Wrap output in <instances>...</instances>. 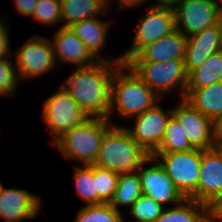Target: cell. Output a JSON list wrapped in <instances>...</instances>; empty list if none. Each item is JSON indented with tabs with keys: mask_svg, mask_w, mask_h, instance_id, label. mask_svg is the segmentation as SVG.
I'll use <instances>...</instances> for the list:
<instances>
[{
	"mask_svg": "<svg viewBox=\"0 0 222 222\" xmlns=\"http://www.w3.org/2000/svg\"><path fill=\"white\" fill-rule=\"evenodd\" d=\"M122 63L97 61L92 66L76 68L61 85L88 117L108 119L112 77Z\"/></svg>",
	"mask_w": 222,
	"mask_h": 222,
	"instance_id": "6da1fadb",
	"label": "cell"
},
{
	"mask_svg": "<svg viewBox=\"0 0 222 222\" xmlns=\"http://www.w3.org/2000/svg\"><path fill=\"white\" fill-rule=\"evenodd\" d=\"M160 100L128 64L122 63L113 73L108 119L115 109L118 115L130 119L152 108Z\"/></svg>",
	"mask_w": 222,
	"mask_h": 222,
	"instance_id": "7a4b0ae2",
	"label": "cell"
},
{
	"mask_svg": "<svg viewBox=\"0 0 222 222\" xmlns=\"http://www.w3.org/2000/svg\"><path fill=\"white\" fill-rule=\"evenodd\" d=\"M125 127L111 125L104 133L93 165L119 174L135 173L150 157Z\"/></svg>",
	"mask_w": 222,
	"mask_h": 222,
	"instance_id": "3957f363",
	"label": "cell"
},
{
	"mask_svg": "<svg viewBox=\"0 0 222 222\" xmlns=\"http://www.w3.org/2000/svg\"><path fill=\"white\" fill-rule=\"evenodd\" d=\"M111 125L109 119L89 117L80 125L65 132L53 145L65 158L80 161L83 165L94 164L103 135Z\"/></svg>",
	"mask_w": 222,
	"mask_h": 222,
	"instance_id": "277c9868",
	"label": "cell"
},
{
	"mask_svg": "<svg viewBox=\"0 0 222 222\" xmlns=\"http://www.w3.org/2000/svg\"><path fill=\"white\" fill-rule=\"evenodd\" d=\"M127 64L160 98L177 89L182 90L179 93L181 99H184L187 85L184 59L162 62H128Z\"/></svg>",
	"mask_w": 222,
	"mask_h": 222,
	"instance_id": "5b68a950",
	"label": "cell"
},
{
	"mask_svg": "<svg viewBox=\"0 0 222 222\" xmlns=\"http://www.w3.org/2000/svg\"><path fill=\"white\" fill-rule=\"evenodd\" d=\"M165 169L178 190L197 201V187L201 169V149L191 151L153 153L151 155Z\"/></svg>",
	"mask_w": 222,
	"mask_h": 222,
	"instance_id": "8992f818",
	"label": "cell"
},
{
	"mask_svg": "<svg viewBox=\"0 0 222 222\" xmlns=\"http://www.w3.org/2000/svg\"><path fill=\"white\" fill-rule=\"evenodd\" d=\"M41 117L53 135L52 144L65 132L89 118L62 85L57 92L43 101Z\"/></svg>",
	"mask_w": 222,
	"mask_h": 222,
	"instance_id": "52a82bcc",
	"label": "cell"
},
{
	"mask_svg": "<svg viewBox=\"0 0 222 222\" xmlns=\"http://www.w3.org/2000/svg\"><path fill=\"white\" fill-rule=\"evenodd\" d=\"M176 30L175 12L173 8L159 7L154 4L148 8L147 13L137 26L132 47L122 55L123 63H128L144 47L171 34Z\"/></svg>",
	"mask_w": 222,
	"mask_h": 222,
	"instance_id": "ba28073f",
	"label": "cell"
},
{
	"mask_svg": "<svg viewBox=\"0 0 222 222\" xmlns=\"http://www.w3.org/2000/svg\"><path fill=\"white\" fill-rule=\"evenodd\" d=\"M15 56V67L21 79H31L49 73L58 63L55 60L51 39L38 35L20 46Z\"/></svg>",
	"mask_w": 222,
	"mask_h": 222,
	"instance_id": "9c48e42d",
	"label": "cell"
},
{
	"mask_svg": "<svg viewBox=\"0 0 222 222\" xmlns=\"http://www.w3.org/2000/svg\"><path fill=\"white\" fill-rule=\"evenodd\" d=\"M217 0H182L175 8L176 29L186 37L220 22Z\"/></svg>",
	"mask_w": 222,
	"mask_h": 222,
	"instance_id": "30bf717a",
	"label": "cell"
},
{
	"mask_svg": "<svg viewBox=\"0 0 222 222\" xmlns=\"http://www.w3.org/2000/svg\"><path fill=\"white\" fill-rule=\"evenodd\" d=\"M171 110L172 116L194 148H214V123L209 118L193 108L185 99H180L179 105Z\"/></svg>",
	"mask_w": 222,
	"mask_h": 222,
	"instance_id": "8fae6325",
	"label": "cell"
},
{
	"mask_svg": "<svg viewBox=\"0 0 222 222\" xmlns=\"http://www.w3.org/2000/svg\"><path fill=\"white\" fill-rule=\"evenodd\" d=\"M172 110L166 112L156 103L152 108L132 118L133 128H126L133 139L149 154L152 155L162 142L167 122Z\"/></svg>",
	"mask_w": 222,
	"mask_h": 222,
	"instance_id": "7c38bea8",
	"label": "cell"
},
{
	"mask_svg": "<svg viewBox=\"0 0 222 222\" xmlns=\"http://www.w3.org/2000/svg\"><path fill=\"white\" fill-rule=\"evenodd\" d=\"M152 162L155 163L153 166L143 168V165ZM137 173L141 180L142 193L160 205L164 206L165 203L177 205L186 199L166 174L165 169L152 156L139 167Z\"/></svg>",
	"mask_w": 222,
	"mask_h": 222,
	"instance_id": "4fadbf2b",
	"label": "cell"
},
{
	"mask_svg": "<svg viewBox=\"0 0 222 222\" xmlns=\"http://www.w3.org/2000/svg\"><path fill=\"white\" fill-rule=\"evenodd\" d=\"M222 195V156L215 149L202 150L197 201L212 204Z\"/></svg>",
	"mask_w": 222,
	"mask_h": 222,
	"instance_id": "5bb4252c",
	"label": "cell"
},
{
	"mask_svg": "<svg viewBox=\"0 0 222 222\" xmlns=\"http://www.w3.org/2000/svg\"><path fill=\"white\" fill-rule=\"evenodd\" d=\"M222 50V27L220 22L187 37L184 66L188 74L200 66L209 56Z\"/></svg>",
	"mask_w": 222,
	"mask_h": 222,
	"instance_id": "9a60e30c",
	"label": "cell"
},
{
	"mask_svg": "<svg viewBox=\"0 0 222 222\" xmlns=\"http://www.w3.org/2000/svg\"><path fill=\"white\" fill-rule=\"evenodd\" d=\"M41 196L25 189L4 188L0 196V217L5 222L35 218L41 208Z\"/></svg>",
	"mask_w": 222,
	"mask_h": 222,
	"instance_id": "2e32d148",
	"label": "cell"
},
{
	"mask_svg": "<svg viewBox=\"0 0 222 222\" xmlns=\"http://www.w3.org/2000/svg\"><path fill=\"white\" fill-rule=\"evenodd\" d=\"M51 40L55 60L80 67H89L97 62L86 48L85 44L76 36L70 27H60Z\"/></svg>",
	"mask_w": 222,
	"mask_h": 222,
	"instance_id": "e0dca14e",
	"label": "cell"
},
{
	"mask_svg": "<svg viewBox=\"0 0 222 222\" xmlns=\"http://www.w3.org/2000/svg\"><path fill=\"white\" fill-rule=\"evenodd\" d=\"M187 37L178 29L144 47L129 62H162L184 59Z\"/></svg>",
	"mask_w": 222,
	"mask_h": 222,
	"instance_id": "ac0fdd59",
	"label": "cell"
},
{
	"mask_svg": "<svg viewBox=\"0 0 222 222\" xmlns=\"http://www.w3.org/2000/svg\"><path fill=\"white\" fill-rule=\"evenodd\" d=\"M99 19L98 16L84 19L73 23L69 27L97 61L123 62L121 56L112 59L113 61L101 57L100 52L105 47L110 24Z\"/></svg>",
	"mask_w": 222,
	"mask_h": 222,
	"instance_id": "d6986e66",
	"label": "cell"
},
{
	"mask_svg": "<svg viewBox=\"0 0 222 222\" xmlns=\"http://www.w3.org/2000/svg\"><path fill=\"white\" fill-rule=\"evenodd\" d=\"M184 99L213 123L222 117V81L203 88H186Z\"/></svg>",
	"mask_w": 222,
	"mask_h": 222,
	"instance_id": "ffe728a7",
	"label": "cell"
},
{
	"mask_svg": "<svg viewBox=\"0 0 222 222\" xmlns=\"http://www.w3.org/2000/svg\"><path fill=\"white\" fill-rule=\"evenodd\" d=\"M63 27H69L77 21L94 18L109 9L110 0H60ZM109 5V6H108Z\"/></svg>",
	"mask_w": 222,
	"mask_h": 222,
	"instance_id": "44dd1931",
	"label": "cell"
},
{
	"mask_svg": "<svg viewBox=\"0 0 222 222\" xmlns=\"http://www.w3.org/2000/svg\"><path fill=\"white\" fill-rule=\"evenodd\" d=\"M155 222H210L209 206L186 198L175 207L165 208Z\"/></svg>",
	"mask_w": 222,
	"mask_h": 222,
	"instance_id": "7402d4cb",
	"label": "cell"
},
{
	"mask_svg": "<svg viewBox=\"0 0 222 222\" xmlns=\"http://www.w3.org/2000/svg\"><path fill=\"white\" fill-rule=\"evenodd\" d=\"M222 81V50L187 74L186 88H203Z\"/></svg>",
	"mask_w": 222,
	"mask_h": 222,
	"instance_id": "603a6c76",
	"label": "cell"
},
{
	"mask_svg": "<svg viewBox=\"0 0 222 222\" xmlns=\"http://www.w3.org/2000/svg\"><path fill=\"white\" fill-rule=\"evenodd\" d=\"M142 195L141 180L137 172L119 174L118 185L109 204L116 210H119V205L130 208Z\"/></svg>",
	"mask_w": 222,
	"mask_h": 222,
	"instance_id": "cb8c5ba5",
	"label": "cell"
},
{
	"mask_svg": "<svg viewBox=\"0 0 222 222\" xmlns=\"http://www.w3.org/2000/svg\"><path fill=\"white\" fill-rule=\"evenodd\" d=\"M195 149L188 141L184 131L171 115L164 132L161 144L154 153H171Z\"/></svg>",
	"mask_w": 222,
	"mask_h": 222,
	"instance_id": "d4e9b609",
	"label": "cell"
},
{
	"mask_svg": "<svg viewBox=\"0 0 222 222\" xmlns=\"http://www.w3.org/2000/svg\"><path fill=\"white\" fill-rule=\"evenodd\" d=\"M74 222H124V218L111 204L101 203L82 207Z\"/></svg>",
	"mask_w": 222,
	"mask_h": 222,
	"instance_id": "484cf974",
	"label": "cell"
},
{
	"mask_svg": "<svg viewBox=\"0 0 222 222\" xmlns=\"http://www.w3.org/2000/svg\"><path fill=\"white\" fill-rule=\"evenodd\" d=\"M75 186L77 194L87 205L98 204V194L96 190V180H94V165H84L75 167Z\"/></svg>",
	"mask_w": 222,
	"mask_h": 222,
	"instance_id": "4316f807",
	"label": "cell"
},
{
	"mask_svg": "<svg viewBox=\"0 0 222 222\" xmlns=\"http://www.w3.org/2000/svg\"><path fill=\"white\" fill-rule=\"evenodd\" d=\"M119 173L94 165L98 204L109 203L117 188Z\"/></svg>",
	"mask_w": 222,
	"mask_h": 222,
	"instance_id": "83f0119b",
	"label": "cell"
},
{
	"mask_svg": "<svg viewBox=\"0 0 222 222\" xmlns=\"http://www.w3.org/2000/svg\"><path fill=\"white\" fill-rule=\"evenodd\" d=\"M164 208L165 206L143 194L132 204L129 214L136 219L135 222H155L162 214Z\"/></svg>",
	"mask_w": 222,
	"mask_h": 222,
	"instance_id": "f1b7e54d",
	"label": "cell"
},
{
	"mask_svg": "<svg viewBox=\"0 0 222 222\" xmlns=\"http://www.w3.org/2000/svg\"><path fill=\"white\" fill-rule=\"evenodd\" d=\"M33 19L44 25H56L62 21L60 0H38Z\"/></svg>",
	"mask_w": 222,
	"mask_h": 222,
	"instance_id": "f546056e",
	"label": "cell"
},
{
	"mask_svg": "<svg viewBox=\"0 0 222 222\" xmlns=\"http://www.w3.org/2000/svg\"><path fill=\"white\" fill-rule=\"evenodd\" d=\"M8 58L0 59V97L12 96L19 83L16 67Z\"/></svg>",
	"mask_w": 222,
	"mask_h": 222,
	"instance_id": "4dcf8cb0",
	"label": "cell"
},
{
	"mask_svg": "<svg viewBox=\"0 0 222 222\" xmlns=\"http://www.w3.org/2000/svg\"><path fill=\"white\" fill-rule=\"evenodd\" d=\"M0 20V59L10 57L11 51L9 48L10 40H9V32L7 27Z\"/></svg>",
	"mask_w": 222,
	"mask_h": 222,
	"instance_id": "1f68e13d",
	"label": "cell"
},
{
	"mask_svg": "<svg viewBox=\"0 0 222 222\" xmlns=\"http://www.w3.org/2000/svg\"><path fill=\"white\" fill-rule=\"evenodd\" d=\"M38 0H15V6L18 13L24 16H32Z\"/></svg>",
	"mask_w": 222,
	"mask_h": 222,
	"instance_id": "d6a6232c",
	"label": "cell"
},
{
	"mask_svg": "<svg viewBox=\"0 0 222 222\" xmlns=\"http://www.w3.org/2000/svg\"><path fill=\"white\" fill-rule=\"evenodd\" d=\"M209 216L210 222H222V195L209 205Z\"/></svg>",
	"mask_w": 222,
	"mask_h": 222,
	"instance_id": "836d02e7",
	"label": "cell"
},
{
	"mask_svg": "<svg viewBox=\"0 0 222 222\" xmlns=\"http://www.w3.org/2000/svg\"><path fill=\"white\" fill-rule=\"evenodd\" d=\"M214 142L222 143V117L214 123Z\"/></svg>",
	"mask_w": 222,
	"mask_h": 222,
	"instance_id": "e575fe53",
	"label": "cell"
},
{
	"mask_svg": "<svg viewBox=\"0 0 222 222\" xmlns=\"http://www.w3.org/2000/svg\"><path fill=\"white\" fill-rule=\"evenodd\" d=\"M147 2V0H118L119 9L122 10L124 7L127 9V7H136L140 6L141 3Z\"/></svg>",
	"mask_w": 222,
	"mask_h": 222,
	"instance_id": "d590c367",
	"label": "cell"
},
{
	"mask_svg": "<svg viewBox=\"0 0 222 222\" xmlns=\"http://www.w3.org/2000/svg\"><path fill=\"white\" fill-rule=\"evenodd\" d=\"M182 0H157L155 6L175 8Z\"/></svg>",
	"mask_w": 222,
	"mask_h": 222,
	"instance_id": "8d00e7d4",
	"label": "cell"
},
{
	"mask_svg": "<svg viewBox=\"0 0 222 222\" xmlns=\"http://www.w3.org/2000/svg\"><path fill=\"white\" fill-rule=\"evenodd\" d=\"M214 148L219 152L222 156V143H215Z\"/></svg>",
	"mask_w": 222,
	"mask_h": 222,
	"instance_id": "74e56055",
	"label": "cell"
},
{
	"mask_svg": "<svg viewBox=\"0 0 222 222\" xmlns=\"http://www.w3.org/2000/svg\"><path fill=\"white\" fill-rule=\"evenodd\" d=\"M220 8V24H222V6H219Z\"/></svg>",
	"mask_w": 222,
	"mask_h": 222,
	"instance_id": "f35d334b",
	"label": "cell"
},
{
	"mask_svg": "<svg viewBox=\"0 0 222 222\" xmlns=\"http://www.w3.org/2000/svg\"><path fill=\"white\" fill-rule=\"evenodd\" d=\"M3 189H4V186H3L2 183L0 182V196H1V194H2Z\"/></svg>",
	"mask_w": 222,
	"mask_h": 222,
	"instance_id": "ab89813d",
	"label": "cell"
}]
</instances>
